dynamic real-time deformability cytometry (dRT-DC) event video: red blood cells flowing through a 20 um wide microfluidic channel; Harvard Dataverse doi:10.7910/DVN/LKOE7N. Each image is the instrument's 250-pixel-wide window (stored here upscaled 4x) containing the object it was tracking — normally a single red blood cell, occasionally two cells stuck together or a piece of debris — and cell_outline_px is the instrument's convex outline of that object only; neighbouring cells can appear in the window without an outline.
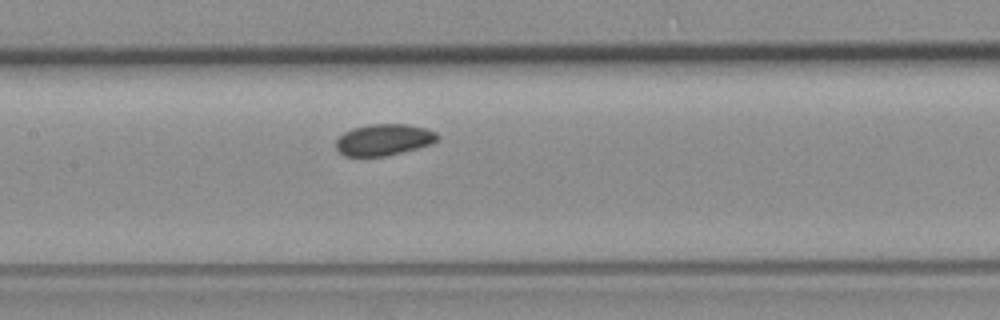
{"species": "common noctule bat (a hibernating species)", "species_latin": "Nyctalus noctula", "temperature_condition": "room temperature", "stored_images_in_passage": 7, "segment_of_instrument_passage": [1, 2], "camera_frame_rate_fps": 3000, "um_per_image_px": 0.085, "animal": {"sex": "female", "body_mass_g": 19.3, "forearm_length_mm": 54.1}, "frame": {"image": 1, "passage_image": 6, "time_ms": 6.333, "image_size_px": [1000, 320], "cell_outline_px": [[440, 136], [432, 144], [384, 156], [344, 156], [336, 148], [336, 140], [344, 132], [352, 128], [368, 124], [408, 124], [424, 128], [436, 132]], "centroid_in_image_um": [32.61, 11.87], "position_along_channel_um": 174.8, "area_um2": 18.5}}